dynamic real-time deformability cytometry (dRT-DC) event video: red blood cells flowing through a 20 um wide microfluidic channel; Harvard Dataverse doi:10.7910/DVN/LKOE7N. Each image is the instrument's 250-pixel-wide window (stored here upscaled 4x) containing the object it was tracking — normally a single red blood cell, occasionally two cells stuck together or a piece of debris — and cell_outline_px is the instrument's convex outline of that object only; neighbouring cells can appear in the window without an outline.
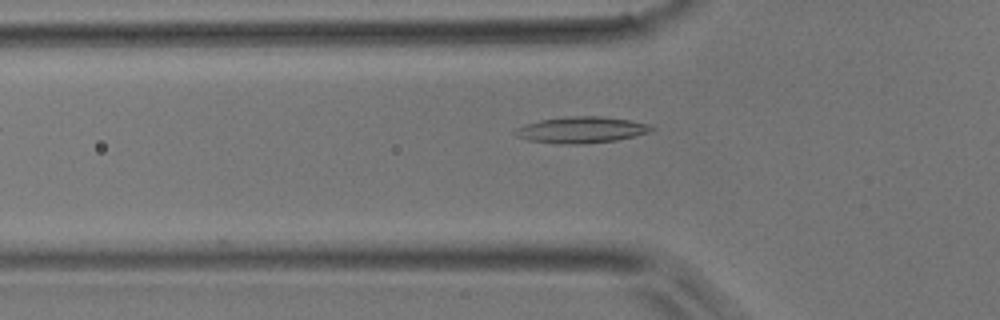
{"species": "common noctule bat (a hibernating species)", "species_latin": "Nyctalus noctula", "temperature_condition": "room temperature", "stored_images_in_passage": 28, "camera_frame_rate_fps": 3000, "um_per_image_px": 0.085, "animal": {"sex": "male", "body_mass_g": 17.9}, "frame": {"image": 1, "passage_image": 3, "time_ms": 0.667, "image_size_px": [1000, 320], "cell_outline_px": [[656, 128], [648, 132], [636, 136], [616, 140], [584, 144], [560, 144], [528, 140], [516, 136], [512, 132], [516, 128], [524, 124], [540, 120], [568, 116], [600, 116], [628, 120], [648, 124]], "centroid_in_image_um": [49.38, 11.04], "position_along_channel_um": 76.4, "area_um2": 20.92}}
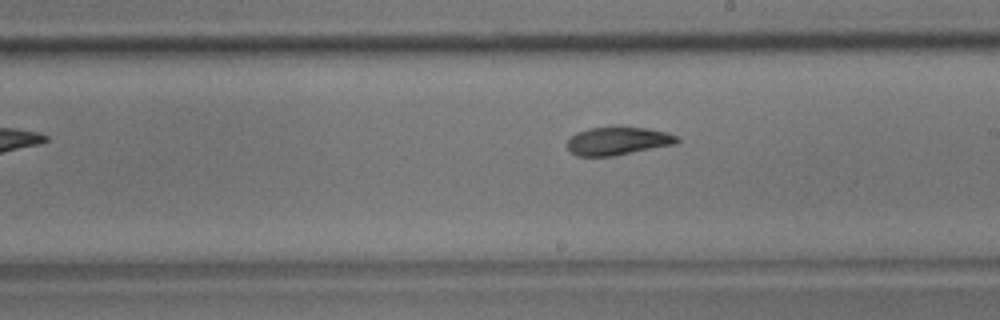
{"frame": {"image": 2, "passage_image": 15, "time_ms": 4.667, "image_size_px": [1000, 320], "cell_outline_px": [[680, 140], [676, 144], [612, 156], [576, 156], [568, 152], [568, 140], [576, 132], [588, 128], [648, 128], [680, 136]], "centroid_in_image_um": [52.51, 12.0], "position_along_channel_um": 236.5, "area_um2": 17.8}}
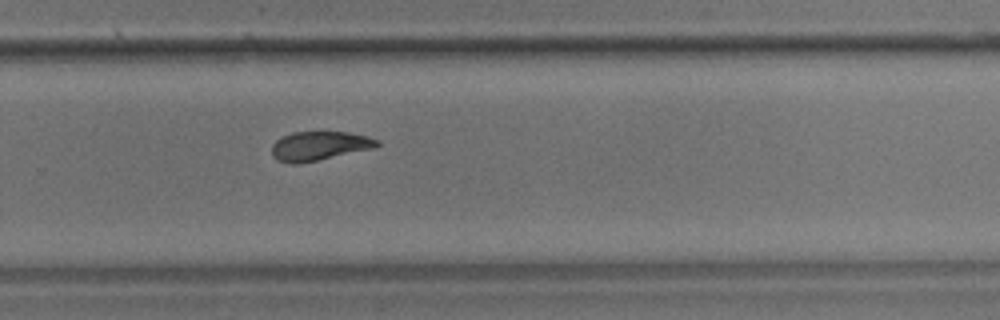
{"frame": {"image": 3, "passage_image": 20, "time_ms": 6.333, "image_size_px": [1000, 320], "cell_outline_px": [[380, 144], [376, 148], [296, 164], [292, 164], [276, 160], [272, 156], [272, 144], [276, 140], [292, 132], [348, 132], [368, 136], [376, 140]], "centroid_in_image_um": [27.13, 12.4], "position_along_channel_um": 302.7, "area_um2": 17.74}}